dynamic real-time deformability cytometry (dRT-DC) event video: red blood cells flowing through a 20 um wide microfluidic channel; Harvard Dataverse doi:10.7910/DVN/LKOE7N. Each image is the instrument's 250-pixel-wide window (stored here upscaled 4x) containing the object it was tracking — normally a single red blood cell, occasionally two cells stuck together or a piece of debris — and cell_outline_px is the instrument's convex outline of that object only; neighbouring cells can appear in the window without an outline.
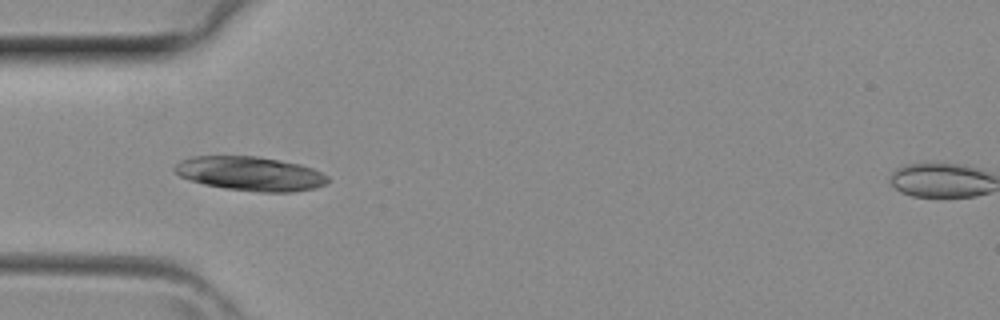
{"species": "common noctule bat (a hibernating species)", "species_latin": "Nyctalus noctula", "temperature_condition": "room temperature", "stored_images_in_passage": 2, "camera_frame_rate_fps": 3000, "um_per_image_px": 0.085, "animal": {"sex": "female", "body_mass_g": 29.2, "forearm_length_mm": 56.3}, "frame": {"image": 1, "passage_image": 2, "time_ms": 0.333, "image_size_px": [1000, 320], "cell_outline_px": [[328, 180], [324, 184], [312, 188], [292, 192], [260, 192], [224, 188], [204, 184], [180, 176], [172, 168], [180, 160], [192, 156], [256, 156], [300, 164], [312, 168], [328, 176]], "centroid_in_image_um": [21.24, 14.75], "position_along_channel_um": 63.8, "area_um2": 30.23}}